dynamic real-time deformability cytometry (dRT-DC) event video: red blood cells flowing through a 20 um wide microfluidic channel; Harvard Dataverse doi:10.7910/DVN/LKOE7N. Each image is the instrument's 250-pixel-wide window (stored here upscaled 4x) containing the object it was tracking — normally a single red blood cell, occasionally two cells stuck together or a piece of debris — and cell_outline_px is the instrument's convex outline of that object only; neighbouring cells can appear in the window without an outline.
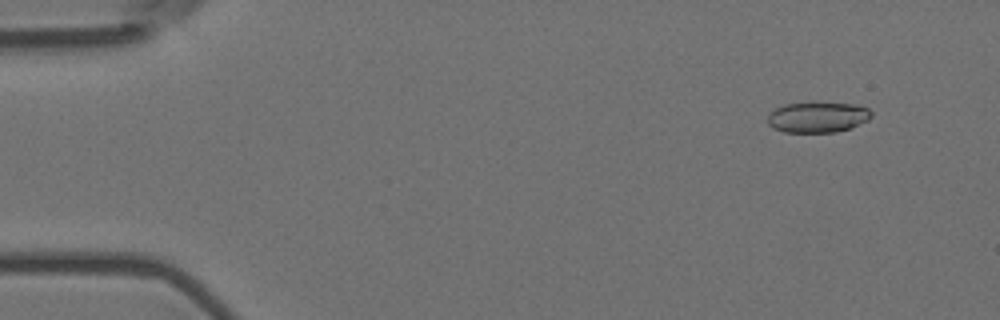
{"species": "Egyptian fruit bat (a non-hibernating species)", "species_latin": "Rousettus aegyptiacus", "temperature_condition": "room temperature", "stored_images_in_passage": 56, "camera_frame_rate_fps": 3000, "um_per_image_px": 0.085, "animal": {"sex": "female"}, "frame": {"image": 1, "passage_image": 5, "time_ms": 1.333, "image_size_px": [1000, 320], "cell_outline_px": [[872, 116], [868, 120], [848, 128], [836, 132], [784, 132], [772, 128], [768, 124], [768, 112], [784, 104], [816, 100], [856, 104], [868, 108], [872, 112]], "centroid_in_image_um": [69.48, 9.91], "position_along_channel_um": 15.5, "area_um2": 19.19}}
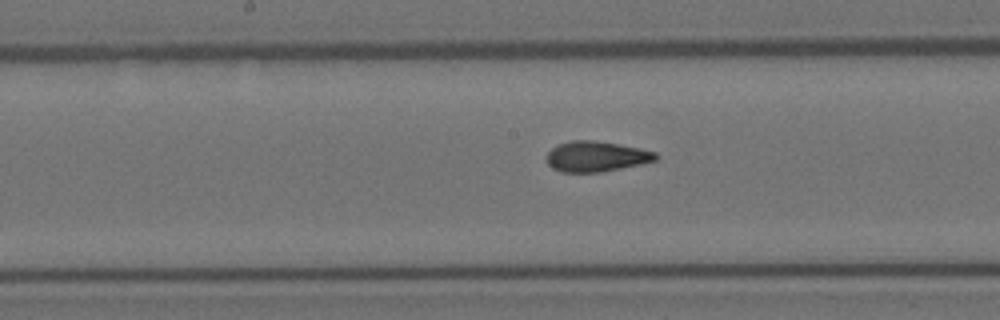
{"frame": {"image": 2, "passage_image": 29, "time_ms": 9.333, "image_size_px": [1000, 320], "cell_outline_px": [[660, 156], [656, 160], [640, 164], [600, 172], [560, 172], [552, 168], [544, 160], [544, 156], [552, 148], [560, 144], [572, 140], [592, 140], [640, 148], [656, 152]], "centroid_in_image_um": [50.64, 13.3], "position_along_channel_um": 197.6, "area_um2": 19.36}}
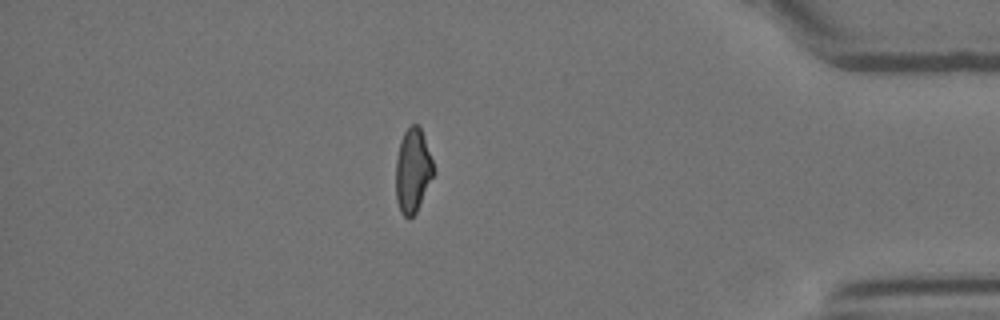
{"frame": {"image": 3, "passage_image": 49, "time_ms": 16.0, "image_size_px": [1000, 320], "cell_outline_px": [[436, 172], [416, 212], [408, 220], [400, 212], [396, 200], [396, 160], [400, 140], [404, 132], [412, 124], [420, 124]], "centroid_in_image_um": [35.09, 14.5], "position_along_channel_um": 400.1, "area_um2": 18.73}, "authors_computed_cell_mechanics": {"area_um2": 19.3052, "velocity_mm_per_s": 3.6094, "shape_relaxation_time_tau1_ms": null, "shape_relaxation_time_tau2_ms": 1.8949, "deformation_change_tau1": null, "deformation_change_tau2": 0.0861}}